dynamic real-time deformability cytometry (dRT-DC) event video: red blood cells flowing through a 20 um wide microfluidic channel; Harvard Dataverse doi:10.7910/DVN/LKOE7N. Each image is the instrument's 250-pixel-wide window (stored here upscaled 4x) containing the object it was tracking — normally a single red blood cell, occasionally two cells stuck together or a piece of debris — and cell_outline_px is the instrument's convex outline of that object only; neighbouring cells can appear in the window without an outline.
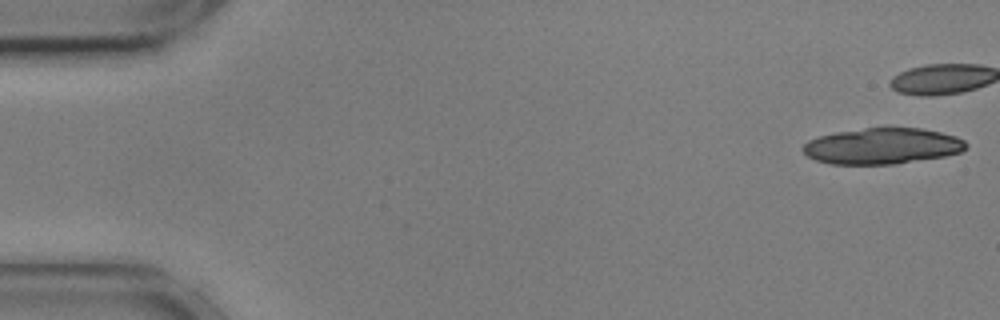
{"species": "common noctule bat (a hibernating species)", "species_latin": "Nyctalus noctula", "temperature_condition": "cold", "stored_images_in_passage": 36, "camera_frame_rate_fps": 3000, "um_per_image_px": 0.085, "animal": {"sex": "male", "body_mass_g": 17.9, "forearm_length_mm": 54.2}, "frame": {"image": 1, "passage_image": 1, "time_ms": 0.0, "image_size_px": [1000, 320], "cell_outline_px": [[968, 144], [960, 152], [944, 156], [896, 164], [832, 164], [816, 160], [808, 156], [800, 148], [808, 140], [820, 136], [836, 132], [864, 128], [920, 128], [940, 132], [956, 136], [964, 140]], "centroid_in_image_um": [74.98, 12.41], "position_along_channel_um": 10.0, "area_um2": 34.1}}